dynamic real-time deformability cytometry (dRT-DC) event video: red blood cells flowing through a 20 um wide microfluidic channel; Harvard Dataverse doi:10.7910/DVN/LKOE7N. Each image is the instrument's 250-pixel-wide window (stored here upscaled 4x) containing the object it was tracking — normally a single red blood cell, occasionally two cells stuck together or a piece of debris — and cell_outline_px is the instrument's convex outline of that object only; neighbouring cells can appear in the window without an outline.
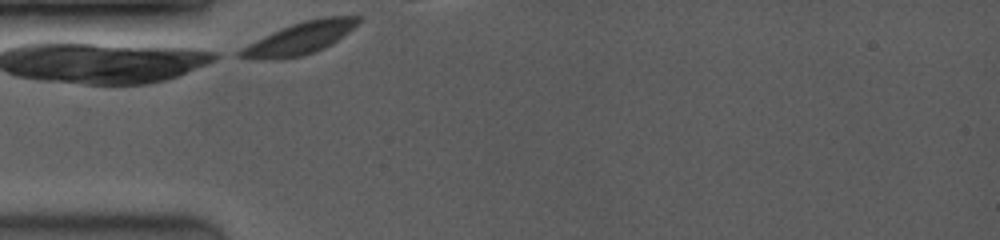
{"species": "common noctule bat (a hibernating species)", "species_latin": "Nyctalus noctula", "temperature_condition": "room temperature", "stored_images_in_passage": 34, "camera_frame_rate_fps": 3500, "um_per_image_px": 0.085, "animal": {"sex": "female", "body_mass_g": 19.0, "forearm_length_mm": 53.3}, "frame": {"image": 1, "passage_image": 1, "time_ms": 0.0, "image_size_px": [1000, 240], "cell_outline_px": [[360, 20], [348, 32], [332, 44], [316, 52], [300, 56], [276, 60], [264, 60], [236, 56], [232, 52], [272, 32], [292, 24], [304, 20], [324, 16], [360, 16]], "centroid_in_image_um": [25.43, 3.27], "position_along_channel_um": 59.6, "area_um2": 22.14}}